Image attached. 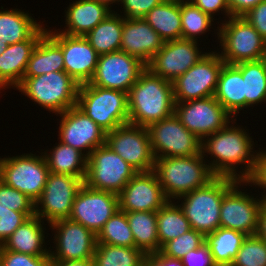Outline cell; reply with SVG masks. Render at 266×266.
Returning <instances> with one entry per match:
<instances>
[{"mask_svg": "<svg viewBox=\"0 0 266 266\" xmlns=\"http://www.w3.org/2000/svg\"><path fill=\"white\" fill-rule=\"evenodd\" d=\"M244 80L245 109L266 103V68L262 60L235 64Z\"/></svg>", "mask_w": 266, "mask_h": 266, "instance_id": "obj_34", "label": "cell"}, {"mask_svg": "<svg viewBox=\"0 0 266 266\" xmlns=\"http://www.w3.org/2000/svg\"><path fill=\"white\" fill-rule=\"evenodd\" d=\"M169 200L155 172H137L118 194L119 210L123 212H157Z\"/></svg>", "mask_w": 266, "mask_h": 266, "instance_id": "obj_22", "label": "cell"}, {"mask_svg": "<svg viewBox=\"0 0 266 266\" xmlns=\"http://www.w3.org/2000/svg\"><path fill=\"white\" fill-rule=\"evenodd\" d=\"M66 9L64 16L66 26L59 32L71 36H85L114 11L93 0L73 1Z\"/></svg>", "mask_w": 266, "mask_h": 266, "instance_id": "obj_25", "label": "cell"}, {"mask_svg": "<svg viewBox=\"0 0 266 266\" xmlns=\"http://www.w3.org/2000/svg\"><path fill=\"white\" fill-rule=\"evenodd\" d=\"M221 22L216 31L219 55L226 64L262 59L266 41L243 16H231Z\"/></svg>", "mask_w": 266, "mask_h": 266, "instance_id": "obj_7", "label": "cell"}, {"mask_svg": "<svg viewBox=\"0 0 266 266\" xmlns=\"http://www.w3.org/2000/svg\"><path fill=\"white\" fill-rule=\"evenodd\" d=\"M219 52L211 51L173 82L175 103L214 96L224 65Z\"/></svg>", "mask_w": 266, "mask_h": 266, "instance_id": "obj_11", "label": "cell"}, {"mask_svg": "<svg viewBox=\"0 0 266 266\" xmlns=\"http://www.w3.org/2000/svg\"><path fill=\"white\" fill-rule=\"evenodd\" d=\"M154 158L188 157L201 153L202 141L175 114L147 127Z\"/></svg>", "mask_w": 266, "mask_h": 266, "instance_id": "obj_10", "label": "cell"}, {"mask_svg": "<svg viewBox=\"0 0 266 266\" xmlns=\"http://www.w3.org/2000/svg\"><path fill=\"white\" fill-rule=\"evenodd\" d=\"M83 184L78 177L50 172L42 195L35 202V215L48 225L69 219L75 196Z\"/></svg>", "mask_w": 266, "mask_h": 266, "instance_id": "obj_13", "label": "cell"}, {"mask_svg": "<svg viewBox=\"0 0 266 266\" xmlns=\"http://www.w3.org/2000/svg\"><path fill=\"white\" fill-rule=\"evenodd\" d=\"M1 258H2V246L0 245V266H1Z\"/></svg>", "mask_w": 266, "mask_h": 266, "instance_id": "obj_58", "label": "cell"}, {"mask_svg": "<svg viewBox=\"0 0 266 266\" xmlns=\"http://www.w3.org/2000/svg\"><path fill=\"white\" fill-rule=\"evenodd\" d=\"M123 30V15L113 11L84 37L98 55L119 51Z\"/></svg>", "mask_w": 266, "mask_h": 266, "instance_id": "obj_32", "label": "cell"}, {"mask_svg": "<svg viewBox=\"0 0 266 266\" xmlns=\"http://www.w3.org/2000/svg\"><path fill=\"white\" fill-rule=\"evenodd\" d=\"M0 10V40L15 44L27 40L42 24L28 12L15 9Z\"/></svg>", "mask_w": 266, "mask_h": 266, "instance_id": "obj_31", "label": "cell"}, {"mask_svg": "<svg viewBox=\"0 0 266 266\" xmlns=\"http://www.w3.org/2000/svg\"><path fill=\"white\" fill-rule=\"evenodd\" d=\"M95 2H98V3H101V4H104L106 5L109 9H112L111 7L113 6L114 3H118L120 2V0H93ZM112 4V6H111Z\"/></svg>", "mask_w": 266, "mask_h": 266, "instance_id": "obj_54", "label": "cell"}, {"mask_svg": "<svg viewBox=\"0 0 266 266\" xmlns=\"http://www.w3.org/2000/svg\"><path fill=\"white\" fill-rule=\"evenodd\" d=\"M259 150L256 156L255 167L252 174L246 180L249 186L252 185L260 187V189L264 190L263 193L261 192V198L266 201V150L263 151Z\"/></svg>", "mask_w": 266, "mask_h": 266, "instance_id": "obj_46", "label": "cell"}, {"mask_svg": "<svg viewBox=\"0 0 266 266\" xmlns=\"http://www.w3.org/2000/svg\"><path fill=\"white\" fill-rule=\"evenodd\" d=\"M205 243V236L194 229L166 242L160 249L163 255L181 259L187 252L195 250Z\"/></svg>", "mask_w": 266, "mask_h": 266, "instance_id": "obj_41", "label": "cell"}, {"mask_svg": "<svg viewBox=\"0 0 266 266\" xmlns=\"http://www.w3.org/2000/svg\"><path fill=\"white\" fill-rule=\"evenodd\" d=\"M214 97L233 117L245 109L244 80L235 64L224 63Z\"/></svg>", "mask_w": 266, "mask_h": 266, "instance_id": "obj_27", "label": "cell"}, {"mask_svg": "<svg viewBox=\"0 0 266 266\" xmlns=\"http://www.w3.org/2000/svg\"><path fill=\"white\" fill-rule=\"evenodd\" d=\"M137 171L106 144L95 148L87 158L84 183L95 190L119 194Z\"/></svg>", "mask_w": 266, "mask_h": 266, "instance_id": "obj_9", "label": "cell"}, {"mask_svg": "<svg viewBox=\"0 0 266 266\" xmlns=\"http://www.w3.org/2000/svg\"><path fill=\"white\" fill-rule=\"evenodd\" d=\"M43 225L44 221L34 215L20 225L1 246L6 250L31 256H49L50 250L45 246L46 229Z\"/></svg>", "mask_w": 266, "mask_h": 266, "instance_id": "obj_26", "label": "cell"}, {"mask_svg": "<svg viewBox=\"0 0 266 266\" xmlns=\"http://www.w3.org/2000/svg\"><path fill=\"white\" fill-rule=\"evenodd\" d=\"M48 169L52 173L75 176L85 181L87 157L79 150L58 142L50 152H42Z\"/></svg>", "mask_w": 266, "mask_h": 266, "instance_id": "obj_30", "label": "cell"}, {"mask_svg": "<svg viewBox=\"0 0 266 266\" xmlns=\"http://www.w3.org/2000/svg\"><path fill=\"white\" fill-rule=\"evenodd\" d=\"M214 20L216 19L194 6L189 0H181L182 39L200 41L197 38L213 28L211 26Z\"/></svg>", "mask_w": 266, "mask_h": 266, "instance_id": "obj_39", "label": "cell"}, {"mask_svg": "<svg viewBox=\"0 0 266 266\" xmlns=\"http://www.w3.org/2000/svg\"><path fill=\"white\" fill-rule=\"evenodd\" d=\"M137 172L152 171L155 158L146 127L133 124L121 125L106 133V143Z\"/></svg>", "mask_w": 266, "mask_h": 266, "instance_id": "obj_15", "label": "cell"}, {"mask_svg": "<svg viewBox=\"0 0 266 266\" xmlns=\"http://www.w3.org/2000/svg\"><path fill=\"white\" fill-rule=\"evenodd\" d=\"M35 213H22L13 211L0 205V245H2L12 233Z\"/></svg>", "mask_w": 266, "mask_h": 266, "instance_id": "obj_43", "label": "cell"}, {"mask_svg": "<svg viewBox=\"0 0 266 266\" xmlns=\"http://www.w3.org/2000/svg\"><path fill=\"white\" fill-rule=\"evenodd\" d=\"M265 65V68H266V46H265V50L263 52V55H262V59H261Z\"/></svg>", "mask_w": 266, "mask_h": 266, "instance_id": "obj_57", "label": "cell"}, {"mask_svg": "<svg viewBox=\"0 0 266 266\" xmlns=\"http://www.w3.org/2000/svg\"><path fill=\"white\" fill-rule=\"evenodd\" d=\"M233 263L236 266H266V243L256 235L247 236Z\"/></svg>", "mask_w": 266, "mask_h": 266, "instance_id": "obj_40", "label": "cell"}, {"mask_svg": "<svg viewBox=\"0 0 266 266\" xmlns=\"http://www.w3.org/2000/svg\"><path fill=\"white\" fill-rule=\"evenodd\" d=\"M15 88L55 115L77 106L79 84L65 71L23 77Z\"/></svg>", "mask_w": 266, "mask_h": 266, "instance_id": "obj_5", "label": "cell"}, {"mask_svg": "<svg viewBox=\"0 0 266 266\" xmlns=\"http://www.w3.org/2000/svg\"><path fill=\"white\" fill-rule=\"evenodd\" d=\"M164 41L144 20L123 17V30L120 50L139 58L146 65L162 48Z\"/></svg>", "mask_w": 266, "mask_h": 266, "instance_id": "obj_23", "label": "cell"}, {"mask_svg": "<svg viewBox=\"0 0 266 266\" xmlns=\"http://www.w3.org/2000/svg\"><path fill=\"white\" fill-rule=\"evenodd\" d=\"M50 266H95L93 259L72 261H50Z\"/></svg>", "mask_w": 266, "mask_h": 266, "instance_id": "obj_53", "label": "cell"}, {"mask_svg": "<svg viewBox=\"0 0 266 266\" xmlns=\"http://www.w3.org/2000/svg\"><path fill=\"white\" fill-rule=\"evenodd\" d=\"M144 266H183L181 259L171 258L163 255L160 251L146 254Z\"/></svg>", "mask_w": 266, "mask_h": 266, "instance_id": "obj_50", "label": "cell"}, {"mask_svg": "<svg viewBox=\"0 0 266 266\" xmlns=\"http://www.w3.org/2000/svg\"><path fill=\"white\" fill-rule=\"evenodd\" d=\"M77 107L106 132L129 123L128 99L124 91L89 83L79 85Z\"/></svg>", "mask_w": 266, "mask_h": 266, "instance_id": "obj_6", "label": "cell"}, {"mask_svg": "<svg viewBox=\"0 0 266 266\" xmlns=\"http://www.w3.org/2000/svg\"><path fill=\"white\" fill-rule=\"evenodd\" d=\"M215 266H236V265L232 262V263H217Z\"/></svg>", "mask_w": 266, "mask_h": 266, "instance_id": "obj_56", "label": "cell"}, {"mask_svg": "<svg viewBox=\"0 0 266 266\" xmlns=\"http://www.w3.org/2000/svg\"><path fill=\"white\" fill-rule=\"evenodd\" d=\"M174 202V203H173ZM191 229L182 209L175 201H168L157 211L158 240L161 247Z\"/></svg>", "mask_w": 266, "mask_h": 266, "instance_id": "obj_36", "label": "cell"}, {"mask_svg": "<svg viewBox=\"0 0 266 266\" xmlns=\"http://www.w3.org/2000/svg\"><path fill=\"white\" fill-rule=\"evenodd\" d=\"M174 114L201 141L235 119L214 96L175 103Z\"/></svg>", "mask_w": 266, "mask_h": 266, "instance_id": "obj_12", "label": "cell"}, {"mask_svg": "<svg viewBox=\"0 0 266 266\" xmlns=\"http://www.w3.org/2000/svg\"><path fill=\"white\" fill-rule=\"evenodd\" d=\"M0 157V180L36 202L42 195L50 173L42 152Z\"/></svg>", "mask_w": 266, "mask_h": 266, "instance_id": "obj_8", "label": "cell"}, {"mask_svg": "<svg viewBox=\"0 0 266 266\" xmlns=\"http://www.w3.org/2000/svg\"><path fill=\"white\" fill-rule=\"evenodd\" d=\"M183 266H215L213 256L210 253L209 247L202 244L195 250L187 252L182 258Z\"/></svg>", "mask_w": 266, "mask_h": 266, "instance_id": "obj_47", "label": "cell"}, {"mask_svg": "<svg viewBox=\"0 0 266 266\" xmlns=\"http://www.w3.org/2000/svg\"><path fill=\"white\" fill-rule=\"evenodd\" d=\"M246 237L242 232L219 227L205 237V242L216 264L232 263Z\"/></svg>", "mask_w": 266, "mask_h": 266, "instance_id": "obj_35", "label": "cell"}, {"mask_svg": "<svg viewBox=\"0 0 266 266\" xmlns=\"http://www.w3.org/2000/svg\"><path fill=\"white\" fill-rule=\"evenodd\" d=\"M126 217L133 234L135 248L142 250L145 254L160 251L157 212H126Z\"/></svg>", "mask_w": 266, "mask_h": 266, "instance_id": "obj_33", "label": "cell"}, {"mask_svg": "<svg viewBox=\"0 0 266 266\" xmlns=\"http://www.w3.org/2000/svg\"><path fill=\"white\" fill-rule=\"evenodd\" d=\"M235 121L234 119L231 122L233 125L228 124L205 137L202 140L201 153L207 158L211 155V161L204 159L209 162L208 165L215 176L246 181L254 170L258 150H254V140L249 132L241 126L236 127ZM241 164L244 168L238 171V165Z\"/></svg>", "mask_w": 266, "mask_h": 266, "instance_id": "obj_1", "label": "cell"}, {"mask_svg": "<svg viewBox=\"0 0 266 266\" xmlns=\"http://www.w3.org/2000/svg\"><path fill=\"white\" fill-rule=\"evenodd\" d=\"M56 116L61 117L58 140L79 150L87 158L95 148L106 143L107 132L77 106Z\"/></svg>", "mask_w": 266, "mask_h": 266, "instance_id": "obj_20", "label": "cell"}, {"mask_svg": "<svg viewBox=\"0 0 266 266\" xmlns=\"http://www.w3.org/2000/svg\"><path fill=\"white\" fill-rule=\"evenodd\" d=\"M57 71H65L62 48L45 33L31 53L24 77Z\"/></svg>", "mask_w": 266, "mask_h": 266, "instance_id": "obj_29", "label": "cell"}, {"mask_svg": "<svg viewBox=\"0 0 266 266\" xmlns=\"http://www.w3.org/2000/svg\"><path fill=\"white\" fill-rule=\"evenodd\" d=\"M263 0H227L231 16H243Z\"/></svg>", "mask_w": 266, "mask_h": 266, "instance_id": "obj_51", "label": "cell"}, {"mask_svg": "<svg viewBox=\"0 0 266 266\" xmlns=\"http://www.w3.org/2000/svg\"><path fill=\"white\" fill-rule=\"evenodd\" d=\"M97 244L135 247L126 212L117 210L96 235Z\"/></svg>", "mask_w": 266, "mask_h": 266, "instance_id": "obj_38", "label": "cell"}, {"mask_svg": "<svg viewBox=\"0 0 266 266\" xmlns=\"http://www.w3.org/2000/svg\"><path fill=\"white\" fill-rule=\"evenodd\" d=\"M164 0H120L119 5L123 7V17L127 19H139Z\"/></svg>", "mask_w": 266, "mask_h": 266, "instance_id": "obj_45", "label": "cell"}, {"mask_svg": "<svg viewBox=\"0 0 266 266\" xmlns=\"http://www.w3.org/2000/svg\"><path fill=\"white\" fill-rule=\"evenodd\" d=\"M153 171L169 201L207 185L216 176L202 153L155 159Z\"/></svg>", "mask_w": 266, "mask_h": 266, "instance_id": "obj_3", "label": "cell"}, {"mask_svg": "<svg viewBox=\"0 0 266 266\" xmlns=\"http://www.w3.org/2000/svg\"><path fill=\"white\" fill-rule=\"evenodd\" d=\"M49 227L54 231L52 240L56 245L49 251L50 261L93 259L97 242L91 230L70 219L55 221Z\"/></svg>", "mask_w": 266, "mask_h": 266, "instance_id": "obj_17", "label": "cell"}, {"mask_svg": "<svg viewBox=\"0 0 266 266\" xmlns=\"http://www.w3.org/2000/svg\"><path fill=\"white\" fill-rule=\"evenodd\" d=\"M266 243V202L262 205L258 215V225L255 234Z\"/></svg>", "mask_w": 266, "mask_h": 266, "instance_id": "obj_52", "label": "cell"}, {"mask_svg": "<svg viewBox=\"0 0 266 266\" xmlns=\"http://www.w3.org/2000/svg\"><path fill=\"white\" fill-rule=\"evenodd\" d=\"M9 44H4L2 43V41L0 40V55L6 50V48L8 47Z\"/></svg>", "mask_w": 266, "mask_h": 266, "instance_id": "obj_55", "label": "cell"}, {"mask_svg": "<svg viewBox=\"0 0 266 266\" xmlns=\"http://www.w3.org/2000/svg\"><path fill=\"white\" fill-rule=\"evenodd\" d=\"M118 209L117 194L95 190L84 183L75 196L69 219L97 235Z\"/></svg>", "mask_w": 266, "mask_h": 266, "instance_id": "obj_18", "label": "cell"}, {"mask_svg": "<svg viewBox=\"0 0 266 266\" xmlns=\"http://www.w3.org/2000/svg\"><path fill=\"white\" fill-rule=\"evenodd\" d=\"M246 181H238L223 197L220 208V227L236 230L247 236L255 235L258 225V215L266 202L246 191L240 190ZM247 193V194H246Z\"/></svg>", "mask_w": 266, "mask_h": 266, "instance_id": "obj_16", "label": "cell"}, {"mask_svg": "<svg viewBox=\"0 0 266 266\" xmlns=\"http://www.w3.org/2000/svg\"><path fill=\"white\" fill-rule=\"evenodd\" d=\"M146 254L135 247L96 244L95 266H144Z\"/></svg>", "mask_w": 266, "mask_h": 266, "instance_id": "obj_37", "label": "cell"}, {"mask_svg": "<svg viewBox=\"0 0 266 266\" xmlns=\"http://www.w3.org/2000/svg\"><path fill=\"white\" fill-rule=\"evenodd\" d=\"M54 31L47 28L46 33L62 48L65 72L79 85L89 83L96 70L98 53L84 36Z\"/></svg>", "mask_w": 266, "mask_h": 266, "instance_id": "obj_21", "label": "cell"}, {"mask_svg": "<svg viewBox=\"0 0 266 266\" xmlns=\"http://www.w3.org/2000/svg\"><path fill=\"white\" fill-rule=\"evenodd\" d=\"M243 17L266 41V0H263L257 6L250 9Z\"/></svg>", "mask_w": 266, "mask_h": 266, "instance_id": "obj_48", "label": "cell"}, {"mask_svg": "<svg viewBox=\"0 0 266 266\" xmlns=\"http://www.w3.org/2000/svg\"><path fill=\"white\" fill-rule=\"evenodd\" d=\"M129 124L147 127L174 114L175 99L171 81L146 68L127 93Z\"/></svg>", "mask_w": 266, "mask_h": 266, "instance_id": "obj_2", "label": "cell"}, {"mask_svg": "<svg viewBox=\"0 0 266 266\" xmlns=\"http://www.w3.org/2000/svg\"><path fill=\"white\" fill-rule=\"evenodd\" d=\"M198 44L182 38L164 42L146 66L156 76L173 82L207 54L199 50Z\"/></svg>", "mask_w": 266, "mask_h": 266, "instance_id": "obj_19", "label": "cell"}, {"mask_svg": "<svg viewBox=\"0 0 266 266\" xmlns=\"http://www.w3.org/2000/svg\"><path fill=\"white\" fill-rule=\"evenodd\" d=\"M194 6L200 8L204 13L209 14L212 18L216 13H225V18H230V9L227 0H189ZM223 11V12H222ZM215 14V15H214Z\"/></svg>", "mask_w": 266, "mask_h": 266, "instance_id": "obj_49", "label": "cell"}, {"mask_svg": "<svg viewBox=\"0 0 266 266\" xmlns=\"http://www.w3.org/2000/svg\"><path fill=\"white\" fill-rule=\"evenodd\" d=\"M144 20L164 42L181 39V0H164L152 8L144 16Z\"/></svg>", "mask_w": 266, "mask_h": 266, "instance_id": "obj_28", "label": "cell"}, {"mask_svg": "<svg viewBox=\"0 0 266 266\" xmlns=\"http://www.w3.org/2000/svg\"><path fill=\"white\" fill-rule=\"evenodd\" d=\"M50 256H31L2 247L1 266H50Z\"/></svg>", "mask_w": 266, "mask_h": 266, "instance_id": "obj_44", "label": "cell"}, {"mask_svg": "<svg viewBox=\"0 0 266 266\" xmlns=\"http://www.w3.org/2000/svg\"><path fill=\"white\" fill-rule=\"evenodd\" d=\"M43 25L27 40L8 45L6 50L0 55V90L9 87L15 89L21 82L33 49L47 31Z\"/></svg>", "mask_w": 266, "mask_h": 266, "instance_id": "obj_24", "label": "cell"}, {"mask_svg": "<svg viewBox=\"0 0 266 266\" xmlns=\"http://www.w3.org/2000/svg\"><path fill=\"white\" fill-rule=\"evenodd\" d=\"M147 68L139 58L124 51H114L98 57L89 84L128 93L140 74Z\"/></svg>", "mask_w": 266, "mask_h": 266, "instance_id": "obj_14", "label": "cell"}, {"mask_svg": "<svg viewBox=\"0 0 266 266\" xmlns=\"http://www.w3.org/2000/svg\"><path fill=\"white\" fill-rule=\"evenodd\" d=\"M0 205L22 213H35V202L19 190L0 180Z\"/></svg>", "mask_w": 266, "mask_h": 266, "instance_id": "obj_42", "label": "cell"}, {"mask_svg": "<svg viewBox=\"0 0 266 266\" xmlns=\"http://www.w3.org/2000/svg\"><path fill=\"white\" fill-rule=\"evenodd\" d=\"M238 182L216 176L207 185L177 198L191 229L205 237L220 227V208L224 195ZM182 199L181 204L180 202ZM184 200V201H183Z\"/></svg>", "mask_w": 266, "mask_h": 266, "instance_id": "obj_4", "label": "cell"}]
</instances>
